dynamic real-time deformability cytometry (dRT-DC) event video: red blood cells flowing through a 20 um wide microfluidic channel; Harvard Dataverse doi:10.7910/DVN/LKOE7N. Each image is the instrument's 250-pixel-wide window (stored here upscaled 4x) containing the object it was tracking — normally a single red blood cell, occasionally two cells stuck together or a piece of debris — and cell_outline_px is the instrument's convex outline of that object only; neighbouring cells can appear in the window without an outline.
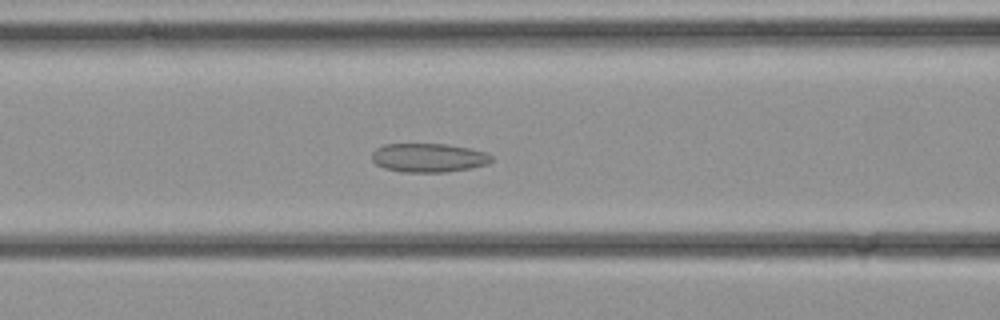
{"species": "common noctule bat (a hibernating species)", "species_latin": "Nyctalus noctula", "temperature_condition": "cold", "stored_images_in_passage": 25, "camera_frame_rate_fps": 3000, "um_per_image_px": 0.085, "animal": {"sex": "female", "body_mass_g": 21.9}, "frame": {"image": 1, "passage_image": 4, "time_ms": 1.0, "image_size_px": [1000, 320], "cell_outline_px": [[492, 160], [488, 164], [472, 168], [444, 172], [400, 172], [384, 168], [376, 164], [372, 160], [372, 152], [376, 148], [384, 144], [448, 144], [468, 148], [484, 152], [492, 156]], "centroid_in_image_um": [36.41, 13.41], "position_along_channel_um": 130.2, "area_um2": 20.17}}
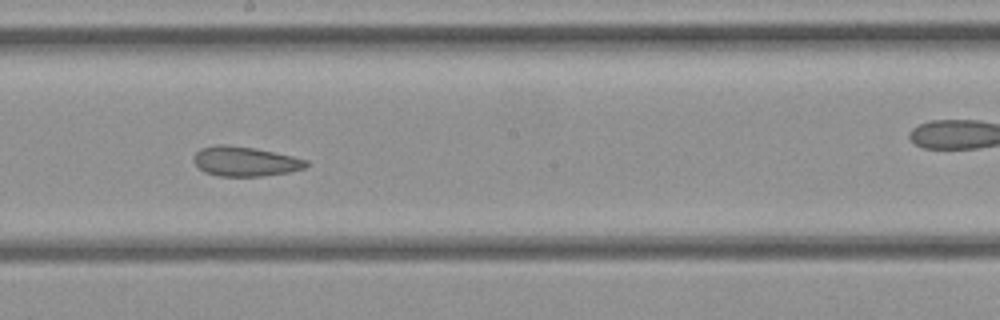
{"frame": {"image": 2, "passage_image": 9, "time_ms": 2.667, "image_size_px": [1000, 320], "cell_outline_px": [[308, 164], [304, 168], [288, 172], [260, 176], [220, 176], [204, 172], [192, 160], [192, 156], [200, 148], [216, 144], [228, 144], [256, 148], [292, 156], [308, 160]], "centroid_in_image_um": [20.79, 13.7], "position_along_channel_um": 227.4, "area_um2": 19.54}}
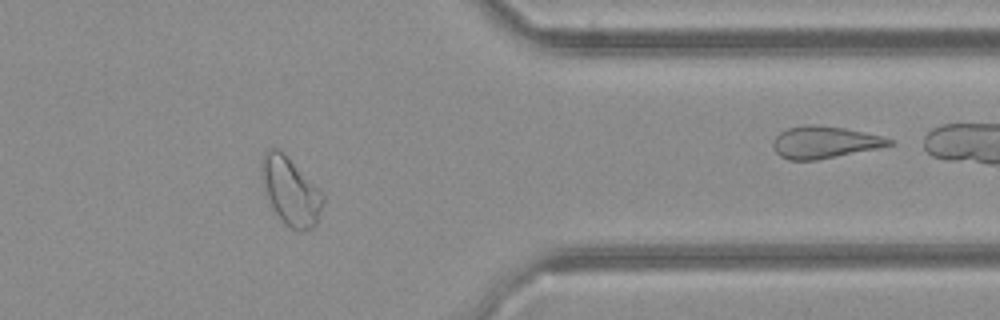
{"frame": {"image": 3, "passage_image": 18, "time_ms": 5.667, "image_size_px": [1000, 320], "cell_outline_px": [[324, 204], [316, 224], [312, 228], [304, 232], [292, 228], [272, 208], [264, 192], [260, 176], [260, 160], [264, 152], [268, 148], [280, 148], [284, 152], [324, 196]], "centroid_in_image_um": [24.65, 16.2], "position_along_channel_um": 386.7, "area_um2": 24.22}}